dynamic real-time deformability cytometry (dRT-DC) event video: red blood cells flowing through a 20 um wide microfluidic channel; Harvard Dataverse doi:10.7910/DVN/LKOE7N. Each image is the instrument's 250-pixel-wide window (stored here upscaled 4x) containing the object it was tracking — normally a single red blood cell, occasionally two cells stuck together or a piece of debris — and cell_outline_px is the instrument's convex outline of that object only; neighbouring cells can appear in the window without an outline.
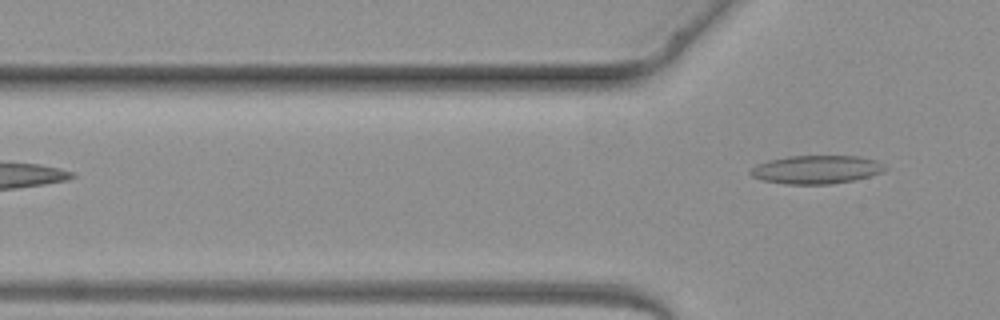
{"species": "common noctule bat (a hibernating species)", "species_latin": "Nyctalus noctula", "temperature_condition": "warm", "stored_images_in_passage": 2, "camera_frame_rate_fps": 3000, "um_per_image_px": 0.085, "animal": {"sex": "female", "body_mass_g": 19.3, "forearm_length_mm": 54.1}, "frame": {"image": 1, "passage_image": 2, "time_ms": 1.0, "image_size_px": [1000, 320], "cell_outline_px": [[888, 168], [880, 172], [868, 176], [852, 180], [828, 184], [788, 184], [764, 180], [752, 176], [748, 172], [756, 164], [768, 160], [788, 156], [860, 156], [876, 160], [884, 164]], "centroid_in_image_um": [69.38, 14.4], "position_along_channel_um": 56.4, "area_um2": 22.08}}